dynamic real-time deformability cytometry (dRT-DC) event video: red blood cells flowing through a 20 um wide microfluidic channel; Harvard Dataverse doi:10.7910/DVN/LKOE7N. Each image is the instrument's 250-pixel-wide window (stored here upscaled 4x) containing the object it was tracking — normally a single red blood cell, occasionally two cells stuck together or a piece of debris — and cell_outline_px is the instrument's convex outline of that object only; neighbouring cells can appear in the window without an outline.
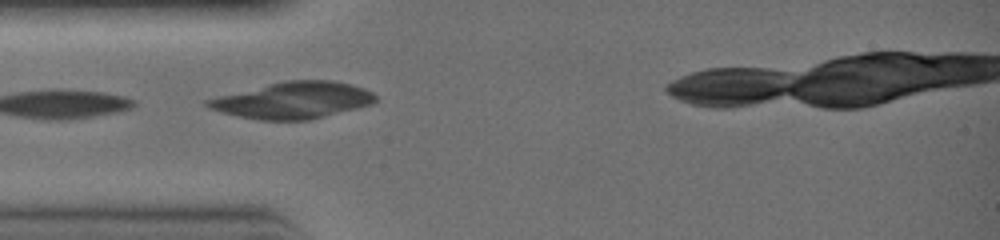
{"species": "common noctule bat (a hibernating species)", "species_latin": "Nyctalus noctula", "temperature_condition": "warm", "stored_images_in_passage": 20, "camera_frame_rate_fps": 3000, "um_per_image_px": 0.085, "animal": {"sex": "female", "body_mass_g": 19.0, "forearm_length_mm": 51.5}, "frame": {"image": 1, "passage_image": 1, "time_ms": 0.0, "image_size_px": [1000, 240], "cell_outline_px": [[376, 100], [372, 104], [308, 120], [260, 120], [220, 112], [208, 108], [204, 104], [204, 100], [284, 80], [332, 80], [352, 84], [364, 88], [372, 92], [376, 96]], "centroid_in_image_um": [24.91, 8.52], "position_along_channel_um": 60.1, "area_um2": 35.49}}